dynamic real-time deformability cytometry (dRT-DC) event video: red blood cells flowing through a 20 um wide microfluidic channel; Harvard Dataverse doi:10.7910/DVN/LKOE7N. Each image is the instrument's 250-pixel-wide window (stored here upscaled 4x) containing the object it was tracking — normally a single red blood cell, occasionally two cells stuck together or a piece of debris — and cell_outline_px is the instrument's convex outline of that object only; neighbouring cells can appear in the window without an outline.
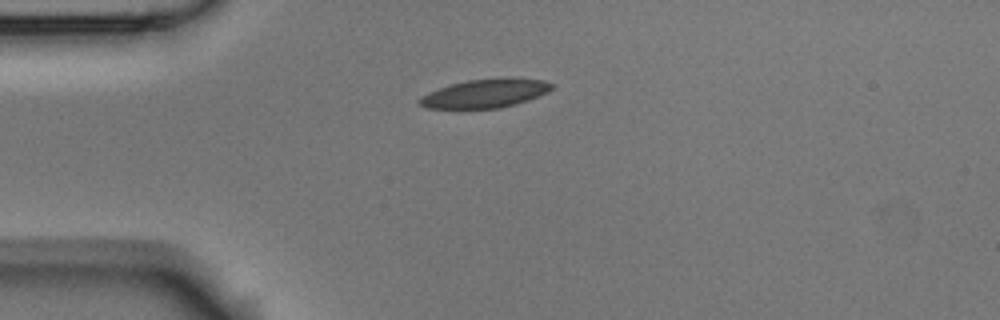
{"species": "Egyptian fruit bat (a non-hibernating species)", "species_latin": "Rousettus aegyptiacus", "temperature_condition": "room temperature", "stored_images_in_passage": 4, "camera_frame_rate_fps": 3000, "um_per_image_px": 0.085, "animal": {"sex": "male"}, "frame": {"image": 1, "passage_image": 4, "time_ms": 1.0, "image_size_px": [1000, 320], "cell_outline_px": [[552, 88], [548, 92], [528, 100], [500, 108], [424, 108], [416, 100], [420, 96], [428, 92], [452, 84], [468, 80], [504, 76], [508, 76], [544, 80], [552, 84]], "centroid_in_image_um": [41.25, 7.92], "position_along_channel_um": 43.8, "area_um2": 22.31}}